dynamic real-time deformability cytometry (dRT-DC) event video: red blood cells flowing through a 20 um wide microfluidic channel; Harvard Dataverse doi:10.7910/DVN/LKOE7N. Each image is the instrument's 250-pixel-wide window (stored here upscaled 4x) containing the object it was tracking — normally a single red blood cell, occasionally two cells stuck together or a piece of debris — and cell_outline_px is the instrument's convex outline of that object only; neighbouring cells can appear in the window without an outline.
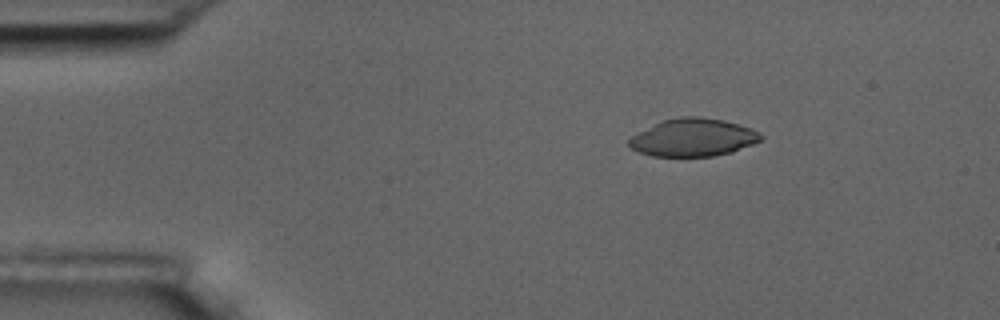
{"species": "common noctule bat (a hibernating species)", "species_latin": "Nyctalus noctula", "temperature_condition": "room temperature", "stored_images_in_passage": 3, "camera_frame_rate_fps": 3000, "um_per_image_px": 0.085, "animal": {"sex": "male", "body_mass_g": 17.5, "forearm_length_mm": 52.3}, "frame": {"image": 1, "passage_image": 1, "time_ms": 0.0, "image_size_px": [1000, 320], "cell_outline_px": [[764, 140], [732, 152], [716, 156], [652, 156], [640, 152], [632, 148], [628, 144], [628, 140], [632, 136], [664, 120], [680, 116], [700, 116], [724, 120], [752, 128], [760, 132], [764, 136]], "centroid_in_image_um": [59.0, 11.69], "position_along_channel_um": 26.0, "area_um2": 29.02}}